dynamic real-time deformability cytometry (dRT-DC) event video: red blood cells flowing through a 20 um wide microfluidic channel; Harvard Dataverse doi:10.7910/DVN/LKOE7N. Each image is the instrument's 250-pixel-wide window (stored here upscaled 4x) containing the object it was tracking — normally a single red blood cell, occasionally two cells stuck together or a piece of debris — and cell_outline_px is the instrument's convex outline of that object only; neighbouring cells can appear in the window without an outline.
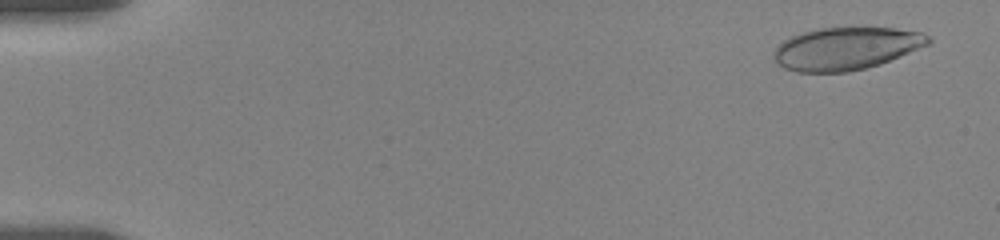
{"species": "human", "species_latin": "Homo sapiens", "temperature_condition": "room temperature", "stored_images_in_passage": 57, "camera_frame_rate_fps": 3000, "um_per_image_px": 0.085, "donor": {"sex": "female"}, "frame": {"image": 1, "passage_image": 3, "time_ms": 0.667, "image_size_px": [1000, 240], "cell_outline_px": [[932, 40], [928, 44], [900, 56], [880, 64], [848, 72], [796, 72], [784, 68], [772, 56], [772, 52], [784, 40], [792, 36], [804, 32], [820, 28], [896, 28], [920, 32], [928, 36]], "centroid_in_image_um": [71.9, 4.13], "position_along_channel_um": 13.1, "area_um2": 37.97}}
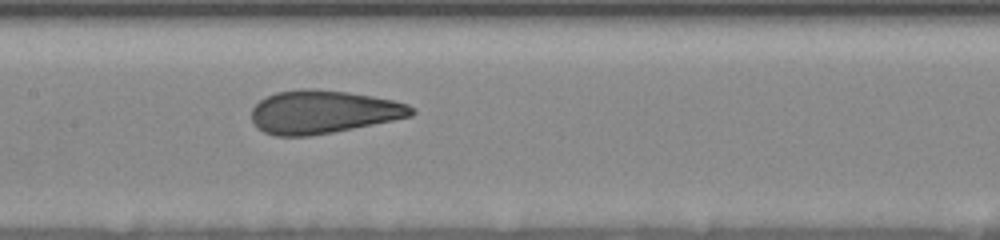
{"frame": {"image": 2, "passage_image": 29, "time_ms": 9.333, "image_size_px": [1000, 240], "cell_outline_px": [[416, 112], [412, 116], [332, 132], [308, 136], [276, 136], [264, 132], [256, 128], [252, 120], [252, 108], [260, 100], [276, 92], [300, 88], [312, 88], [348, 92], [372, 96], [392, 100], [408, 104]], "centroid_in_image_um": [27.43, 9.5], "position_along_channel_um": 180.0, "area_um2": 40.11}}
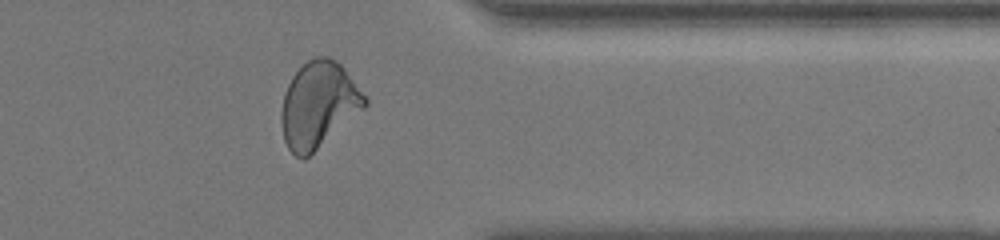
{"frame": {"image": 3, "passage_image": 47, "time_ms": 15.333, "image_size_px": [1000, 240], "cell_outline_px": [[368, 104], [364, 108], [304, 160], [296, 156], [288, 148], [284, 140], [280, 120], [280, 116], [284, 96], [288, 84], [292, 76], [308, 60], [316, 56], [328, 56], [336, 60], [344, 68], [368, 100]], "centroid_in_image_um": [27.06, 8.9], "position_along_channel_um": 384.3, "area_um2": 41.33}, "authors_computed_cell_mechanics": {"area_um2": 39.882, "velocity_mm_per_s": 3.5226, "shape_relaxation_time_tau1_ms": 6.2981, "shape_relaxation_time_tau2_ms": 0.9076, "deformation_change_tau1": 0.207, "deformation_change_tau2": 0.0836}}